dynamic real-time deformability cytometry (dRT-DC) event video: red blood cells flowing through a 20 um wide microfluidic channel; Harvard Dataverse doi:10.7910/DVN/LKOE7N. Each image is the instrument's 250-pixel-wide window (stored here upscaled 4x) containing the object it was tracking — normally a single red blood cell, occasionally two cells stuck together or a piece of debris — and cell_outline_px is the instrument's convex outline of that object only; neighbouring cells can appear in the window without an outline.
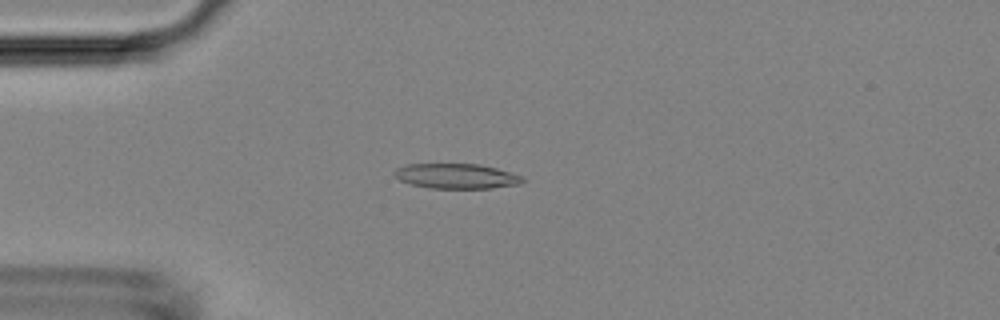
{"species": "Egyptian fruit bat (a non-hibernating species)", "species_latin": "Rousettus aegyptiacus", "temperature_condition": "room temperature", "stored_images_in_passage": 4, "camera_frame_rate_fps": 3000, "um_per_image_px": 0.085, "animal": {"sex": "female"}, "frame": {"image": 1, "passage_image": 4, "time_ms": 3.333, "image_size_px": [1000, 320], "cell_outline_px": [[524, 180], [520, 184], [492, 188], [428, 188], [412, 184], [400, 180], [392, 172], [396, 168], [404, 164], [480, 164], [496, 168], [524, 176]], "centroid_in_image_um": [38.79, 14.96], "position_along_channel_um": 46.2, "area_um2": 18.73}}